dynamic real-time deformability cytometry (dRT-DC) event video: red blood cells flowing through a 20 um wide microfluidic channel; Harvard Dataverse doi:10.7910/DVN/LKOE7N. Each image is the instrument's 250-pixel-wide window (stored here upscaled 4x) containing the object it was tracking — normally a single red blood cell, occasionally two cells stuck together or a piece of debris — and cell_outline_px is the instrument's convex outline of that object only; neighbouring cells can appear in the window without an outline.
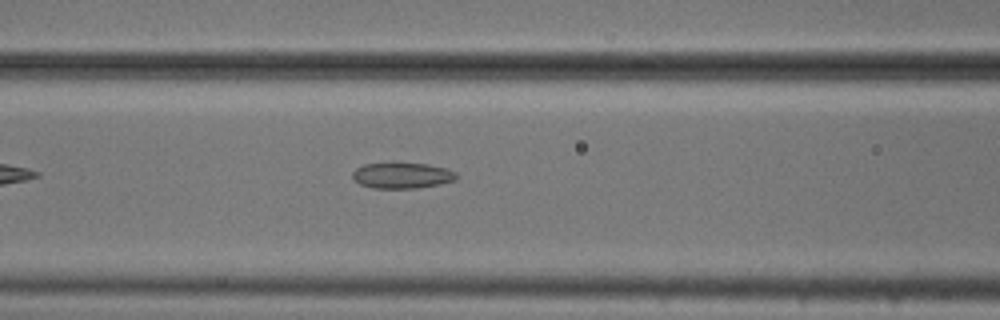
{"species": "common noctule bat (a hibernating species)", "species_latin": "Nyctalus noctula", "temperature_condition": "cold", "stored_images_in_passage": 38, "camera_frame_rate_fps": 3000, "um_per_image_px": 0.085, "animal": {"sex": "male", "body_mass_g": 20.5, "forearm_length_mm": 52.5}, "frame": {"image": 1, "passage_image": 7, "time_ms": 2.0, "image_size_px": [1000, 320], "cell_outline_px": [[456, 180], [440, 184], [416, 188], [372, 188], [360, 184], [352, 176], [352, 172], [356, 168], [364, 164], [428, 164], [448, 168], [456, 172]], "centroid_in_image_um": [34.2, 14.93], "position_along_channel_um": 132.4, "area_um2": 15.43}}
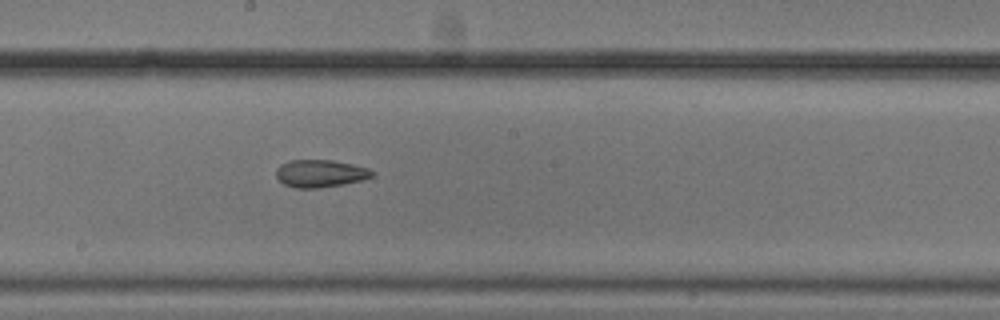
{"frame": {"image": 2, "passage_image": 14, "time_ms": 4.333, "image_size_px": [1000, 320], "cell_outline_px": [[372, 176], [360, 180], [344, 184], [316, 188], [296, 188], [284, 184], [276, 176], [276, 168], [280, 164], [288, 160], [332, 160], [352, 164], [368, 168], [372, 172]], "centroid_in_image_um": [27.17, 14.73], "position_along_channel_um": 221.0, "area_um2": 15.26}}
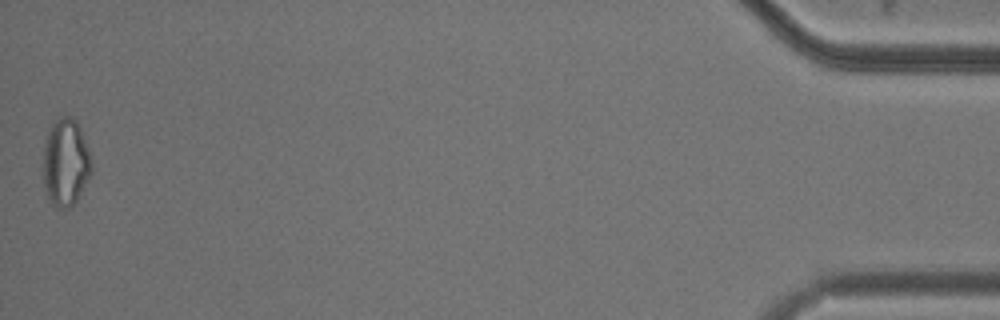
{"frame": {"image": 3, "passage_image": 38, "time_ms": 12.333, "image_size_px": [1000, 320], "cell_outline_px": [[92, 172], [76, 200], [68, 208], [56, 208], [48, 200], [44, 188], [44, 144], [48, 132], [52, 124], [60, 116], [72, 116], [76, 120], [92, 156]], "centroid_in_image_um": [5.59, 13.81], "position_along_channel_um": 429.6, "area_um2": 24.68}, "authors_computed_cell_mechanics": {"area_um2": 16.0973, "velocity_mm_per_s": 3.7838, "shape_relaxation_time_tau1_ms": 4.4125, "shape_relaxation_time_tau2_ms": 2.5024, "deformation_change_tau1": 0.0955, "deformation_change_tau2": 0.0986}}